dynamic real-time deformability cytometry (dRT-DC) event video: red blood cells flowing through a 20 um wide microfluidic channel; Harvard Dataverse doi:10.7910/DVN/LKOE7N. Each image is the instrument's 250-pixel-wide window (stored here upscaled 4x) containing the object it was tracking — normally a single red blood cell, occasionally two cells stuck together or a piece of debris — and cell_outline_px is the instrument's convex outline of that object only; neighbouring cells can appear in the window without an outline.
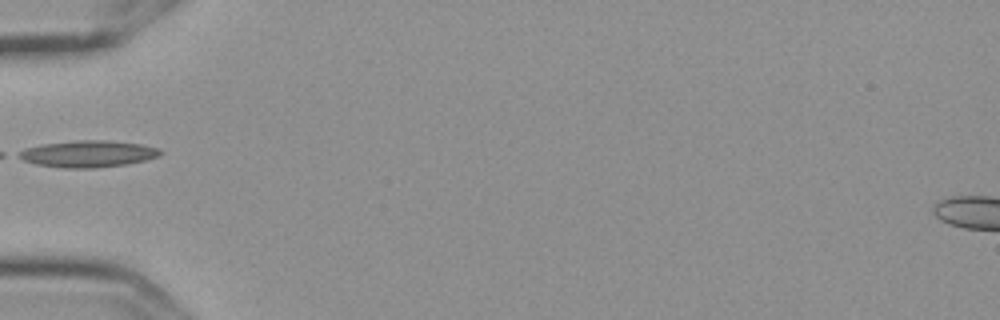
{"species": "Egyptian fruit bat (a non-hibernating species)", "species_latin": "Rousettus aegyptiacus", "temperature_condition": "cold", "stored_images_in_passage": 2, "camera_frame_rate_fps": 3000, "um_per_image_px": 0.085, "frame": {"image": 1, "passage_image": 1, "time_ms": 0.0, "image_size_px": [1000, 320], "cell_outline_px": [[164, 152], [160, 156], [144, 160], [124, 164], [92, 168], [64, 168], [36, 164], [24, 160], [16, 156], [16, 152], [24, 148], [44, 144], [76, 140], [104, 140], [140, 144], [160, 148]], "centroid_in_image_um": [7.46, 13.07], "position_along_channel_um": 77.5, "area_um2": 21.96}}
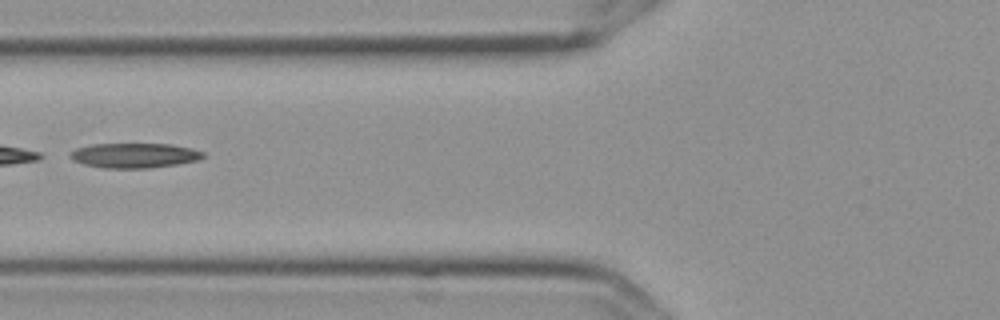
{"frame": {"image": 2, "passage_image": 2, "time_ms": 0.333, "image_size_px": [1000, 320], "cell_outline_px": [[204, 156], [196, 160], [176, 164], [148, 168], [104, 168], [84, 164], [72, 160], [68, 156], [76, 148], [92, 144], [172, 144], [192, 148], [204, 152]], "centroid_in_image_um": [11.4, 13.21], "position_along_channel_um": 114.4, "area_um2": 19.13}}